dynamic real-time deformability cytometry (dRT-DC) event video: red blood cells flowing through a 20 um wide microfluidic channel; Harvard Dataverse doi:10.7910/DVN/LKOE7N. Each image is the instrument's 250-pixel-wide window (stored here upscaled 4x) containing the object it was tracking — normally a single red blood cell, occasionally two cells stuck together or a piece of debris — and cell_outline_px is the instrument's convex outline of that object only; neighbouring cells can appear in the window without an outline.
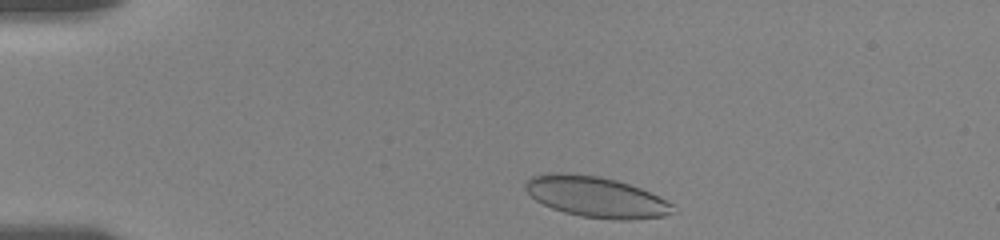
{"species": "human", "species_latin": "Homo sapiens", "temperature_condition": "room temperature", "stored_images_in_passage": 39, "camera_frame_rate_fps": 3000, "um_per_image_px": 0.085, "donor": {"sex": "female"}, "frame": {"image": 1, "passage_image": 2, "time_ms": 0.333, "image_size_px": [1000, 240], "cell_outline_px": [[680, 212], [664, 216], [632, 220], [612, 220], [580, 216], [564, 212], [552, 208], [536, 200], [524, 188], [524, 184], [532, 176], [544, 172], [572, 172], [600, 176], [616, 180], [640, 188], [672, 204]], "centroid_in_image_um": [50.66, 16.73], "position_along_channel_um": 34.3, "area_um2": 35.37}}
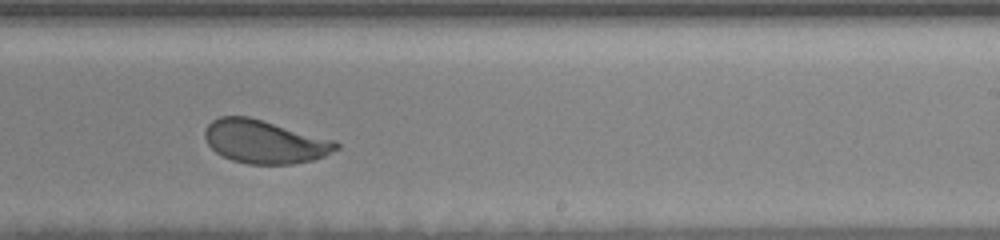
{"frame": {"image": 2, "passage_image": 26, "time_ms": 8.333, "image_size_px": [1000, 240], "cell_outline_px": [[340, 148], [324, 156], [312, 160], [292, 164], [248, 164], [232, 160], [216, 152], [208, 144], [204, 136], [204, 128], [212, 120], [220, 116], [248, 116], [336, 140], [340, 144]], "centroid_in_image_um": [22.5, 12.04], "position_along_channel_um": 266.5, "area_um2": 33.23}}
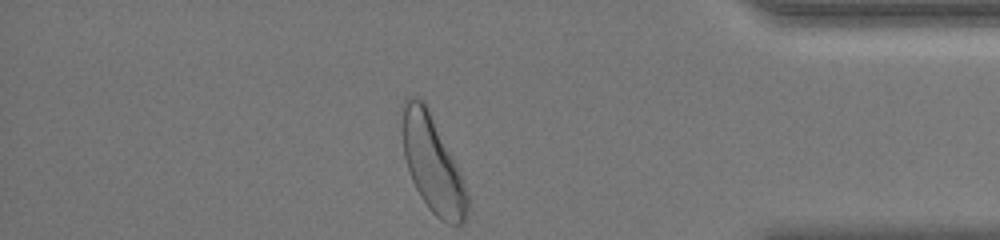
{"frame": {"image": 3, "passage_image": 39, "time_ms": 12.667, "image_size_px": [1000, 240], "cell_outline_px": [[468, 208], [464, 220], [460, 224], [448, 224], [440, 220], [428, 208], [420, 196], [412, 180], [404, 156], [400, 108], [400, 104], [408, 96], [416, 96], [424, 100], [464, 180], [468, 192]], "centroid_in_image_um": [36.73, 13.89], "position_along_channel_um": 398.5, "area_um2": 36.65}, "authors_computed_cell_mechanics": {"area_um2": 33.9864, "velocity_mm_per_s": 3.604, "shape_relaxation_time_tau1_ms": 3.2231, "shape_relaxation_time_tau2_ms": null, "deformation_change_tau1": 0.101, "deformation_change_tau2": null}}